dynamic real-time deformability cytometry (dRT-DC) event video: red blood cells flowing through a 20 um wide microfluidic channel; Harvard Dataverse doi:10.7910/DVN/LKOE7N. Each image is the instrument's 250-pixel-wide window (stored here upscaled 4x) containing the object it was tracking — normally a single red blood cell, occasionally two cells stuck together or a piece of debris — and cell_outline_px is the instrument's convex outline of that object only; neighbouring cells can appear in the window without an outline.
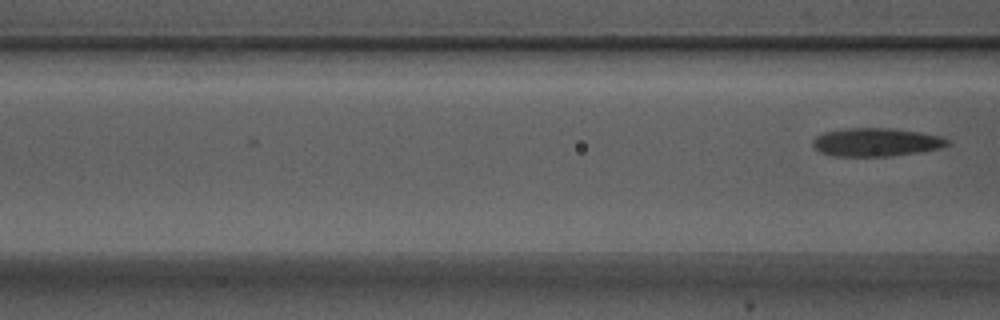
{"species": "Egyptian fruit bat (a non-hibernating species)", "species_latin": "Rousettus aegyptiacus", "temperature_condition": "warm", "stored_images_in_passage": 3, "camera_frame_rate_fps": 3000, "um_per_image_px": 0.085, "animal": {"sex": "male"}, "frame": {"image": 1, "passage_image": 3, "time_ms": 0.667, "image_size_px": [1000, 320], "cell_outline_px": [[952, 144], [940, 148], [920, 152], [892, 156], [832, 156], [820, 152], [812, 144], [812, 140], [816, 136], [824, 132], [844, 128], [892, 128], [920, 132], [940, 136], [952, 140]], "centroid_in_image_um": [74.51, 12.08], "position_along_channel_um": 92.1, "area_um2": 22.48}}